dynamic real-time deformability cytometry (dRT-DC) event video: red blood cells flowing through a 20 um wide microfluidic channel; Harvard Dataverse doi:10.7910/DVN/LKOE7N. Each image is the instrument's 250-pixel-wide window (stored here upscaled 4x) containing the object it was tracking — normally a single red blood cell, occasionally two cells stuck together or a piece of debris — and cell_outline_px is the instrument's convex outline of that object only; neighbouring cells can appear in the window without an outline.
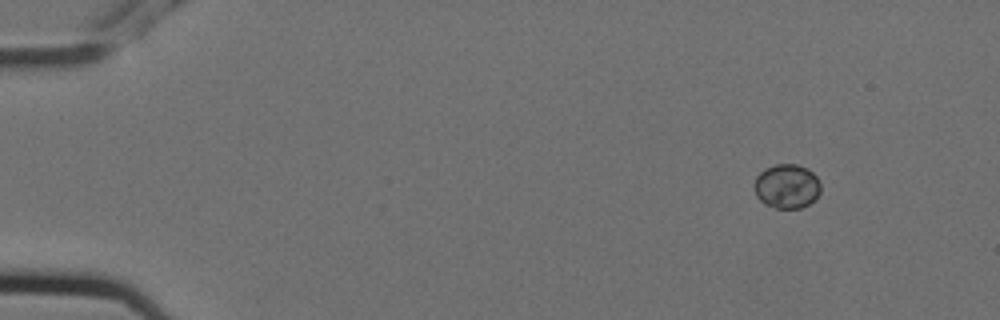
{"species": "Egyptian fruit bat (a non-hibernating species)", "species_latin": "Rousettus aegyptiacus", "temperature_condition": "cold", "stored_images_in_passage": 10, "camera_frame_rate_fps": 3000, "um_per_image_px": 0.085, "animal": {"sex": "female"}, "frame": {"image": 1, "passage_image": 1, "time_ms": 0.0, "image_size_px": [1000, 320], "cell_outline_px": [[820, 192], [816, 200], [800, 208], [776, 208], [764, 204], [756, 196], [756, 176], [764, 168], [776, 164], [796, 164], [808, 168], [816, 176], [820, 184]], "centroid_in_image_um": [66.9, 15.83], "position_along_channel_um": 18.1, "area_um2": 17.17}}
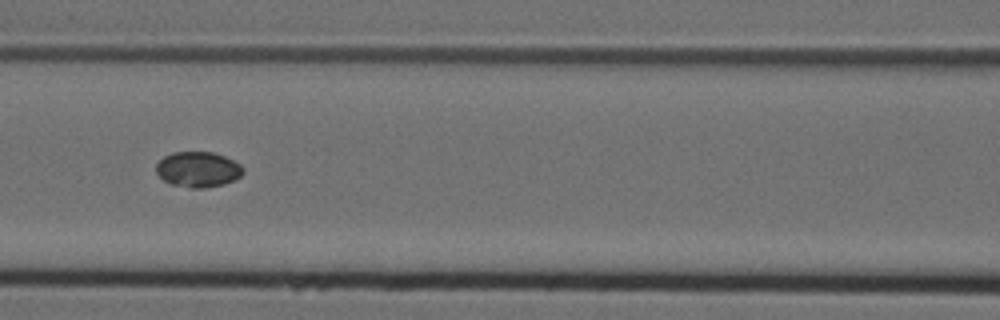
{"frame": {"image": 2, "passage_image": 6, "time_ms": 1.667, "image_size_px": [1000, 320], "cell_outline_px": [[244, 172], [236, 180], [224, 184], [204, 188], [188, 188], [172, 184], [164, 180], [156, 172], [156, 164], [164, 156], [172, 152], [212, 152], [224, 156], [240, 164], [244, 168]], "centroid_in_image_um": [16.84, 14.4], "position_along_channel_um": 149.8, "area_um2": 18.03}}
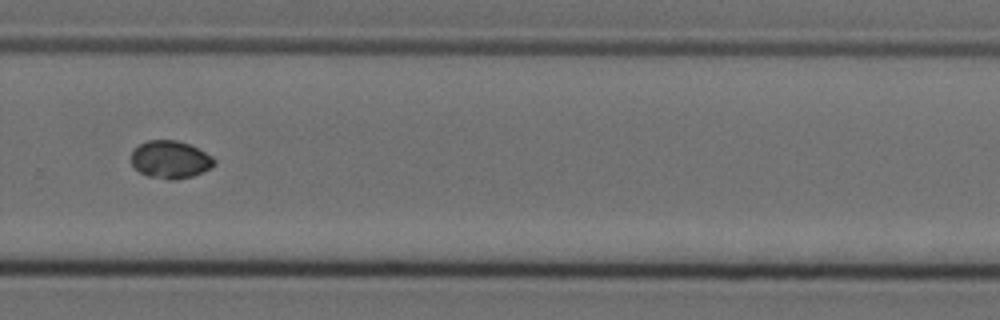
{"frame": {"image": 3, "passage_image": 10, "time_ms": 3.0, "image_size_px": [1000, 320], "cell_outline_px": [[216, 164], [212, 168], [192, 176], [176, 180], [168, 180], [148, 176], [140, 172], [132, 164], [132, 148], [148, 140], [176, 140], [188, 144], [212, 156], [216, 160]], "centroid_in_image_um": [14.49, 13.57], "position_along_channel_um": 315.3, "area_um2": 18.26}}